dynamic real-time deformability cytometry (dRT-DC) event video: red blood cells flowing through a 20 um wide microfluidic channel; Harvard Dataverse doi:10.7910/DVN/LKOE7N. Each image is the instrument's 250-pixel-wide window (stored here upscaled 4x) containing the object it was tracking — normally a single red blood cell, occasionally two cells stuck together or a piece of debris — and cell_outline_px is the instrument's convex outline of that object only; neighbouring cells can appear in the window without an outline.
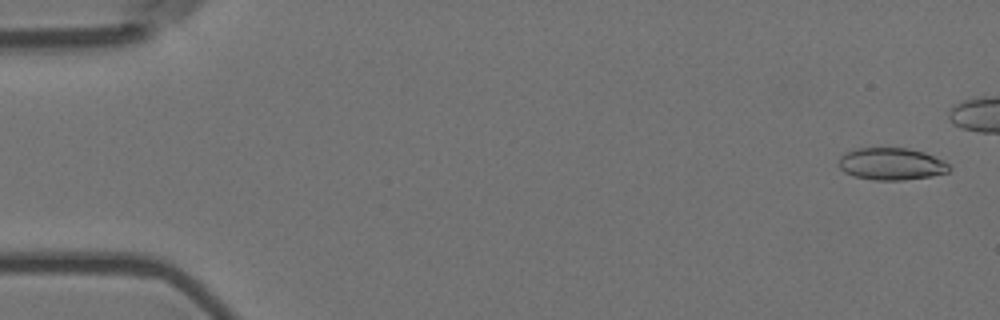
{"species": "Egyptian fruit bat (a non-hibernating species)", "species_latin": "Rousettus aegyptiacus", "temperature_condition": "room temperature", "stored_images_in_passage": 14, "camera_frame_rate_fps": 3000, "um_per_image_px": 0.085, "animal": {"sex": "female"}, "frame": {"image": 1, "passage_image": 1, "time_ms": 0.0, "image_size_px": [1000, 320], "cell_outline_px": [[952, 168], [948, 172], [932, 176], [900, 180], [876, 180], [856, 176], [844, 172], [840, 168], [840, 156], [844, 152], [856, 148], [908, 148], [924, 152], [944, 160]], "centroid_in_image_um": [75.79, 13.92], "position_along_channel_um": 9.2, "area_um2": 20.69}}
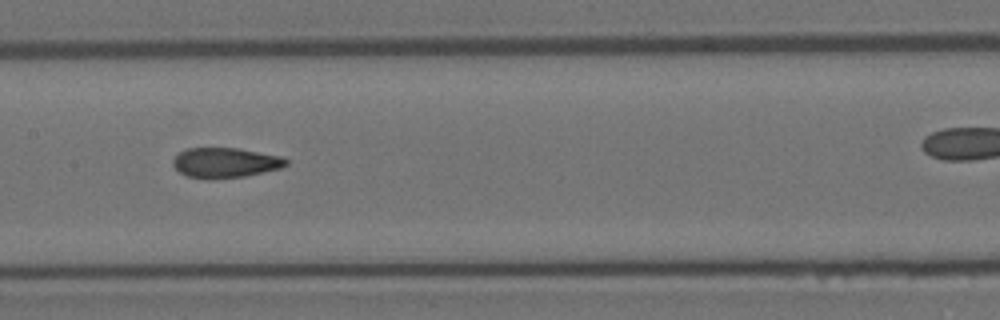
{"frame": {"image": 2, "passage_image": 8, "time_ms": 2.333, "image_size_px": [1000, 320], "cell_outline_px": [[288, 164], [280, 168], [244, 176], [188, 176], [180, 172], [172, 164], [172, 160], [184, 148], [236, 148], [280, 156], [288, 160]], "centroid_in_image_um": [19.15, 13.78], "position_along_channel_um": 188.2, "area_um2": 18.9}}
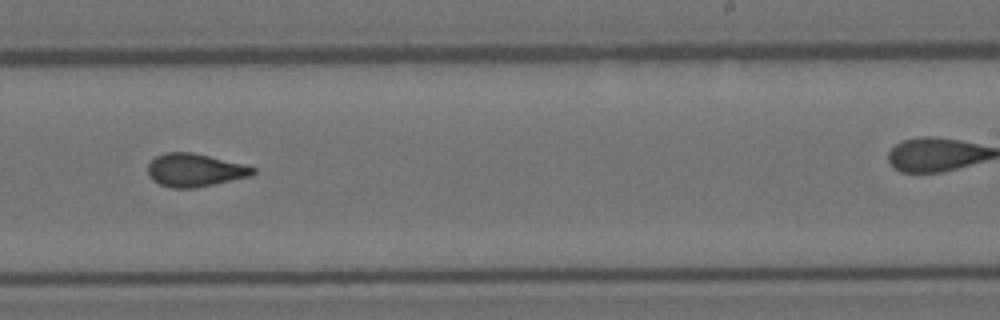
{"frame": {"image": 3, "passage_image": 10, "time_ms": 3.0, "image_size_px": [1000, 320], "cell_outline_px": [[256, 172], [252, 176], [196, 188], [172, 188], [160, 184], [152, 180], [148, 172], [148, 164], [156, 156], [164, 152], [192, 152], [244, 164], [256, 168]], "centroid_in_image_um": [16.58, 14.46], "position_along_channel_um": 272.4, "area_um2": 20.35}}